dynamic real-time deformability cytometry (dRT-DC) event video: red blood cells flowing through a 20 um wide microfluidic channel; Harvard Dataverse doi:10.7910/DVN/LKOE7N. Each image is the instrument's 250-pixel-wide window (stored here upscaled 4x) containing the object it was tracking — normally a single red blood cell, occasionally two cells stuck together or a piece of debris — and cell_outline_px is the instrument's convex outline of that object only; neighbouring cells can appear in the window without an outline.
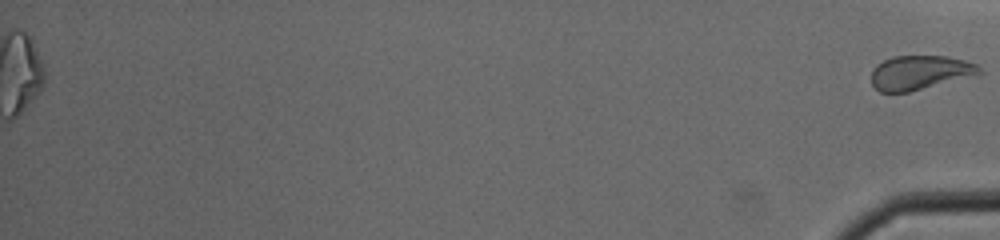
{"species": "common noctule bat (a hibernating species)", "species_latin": "Nyctalus noctula", "temperature_condition": "cold", "stored_images_in_passage": 40, "segment_of_instrument_passage": [2, 2], "camera_frame_rate_fps": 3000, "um_per_image_px": 0.085, "animal": {"sex": "male", "body_mass_g": 19.0, "forearm_length_mm": 50.8}, "frame": {"image": 1, "passage_image": 40, "time_ms": 13.0, "image_size_px": [1000, 240], "cell_outline_px": [[984, 72], [908, 92], [880, 92], [872, 84], [872, 72], [876, 64], [892, 56], [948, 56], [964, 60], [976, 64]], "centroid_in_image_um": [78.15, 6.15], "position_along_channel_um": 357.0, "area_um2": 21.15}}